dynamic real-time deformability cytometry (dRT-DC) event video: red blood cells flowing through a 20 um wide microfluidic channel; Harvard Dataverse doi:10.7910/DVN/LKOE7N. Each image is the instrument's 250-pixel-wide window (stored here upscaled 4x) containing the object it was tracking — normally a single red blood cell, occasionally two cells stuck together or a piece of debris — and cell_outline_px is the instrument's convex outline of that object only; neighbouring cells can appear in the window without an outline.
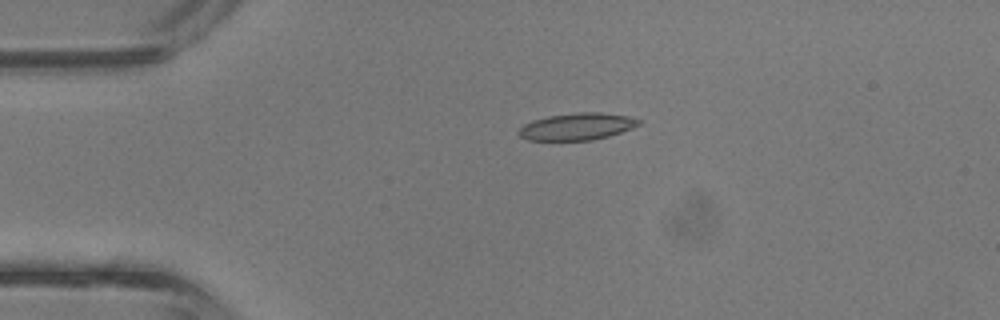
{"species": "common noctule bat (a hibernating species)", "species_latin": "Nyctalus noctula", "temperature_condition": "room temperature", "stored_images_in_passage": 3, "camera_frame_rate_fps": 3000, "um_per_image_px": 0.085, "animal": {"sex": "male", "body_mass_g": 13.3}, "frame": {"image": 1, "passage_image": 3, "time_ms": 0.667, "image_size_px": [1000, 320], "cell_outline_px": [[640, 124], [632, 128], [608, 136], [592, 140], [528, 140], [520, 136], [516, 132], [524, 124], [532, 120], [548, 116], [580, 112], [600, 112], [628, 116], [640, 120]], "centroid_in_image_um": [49.02, 10.75], "position_along_channel_um": 36.0, "area_um2": 18.79}}